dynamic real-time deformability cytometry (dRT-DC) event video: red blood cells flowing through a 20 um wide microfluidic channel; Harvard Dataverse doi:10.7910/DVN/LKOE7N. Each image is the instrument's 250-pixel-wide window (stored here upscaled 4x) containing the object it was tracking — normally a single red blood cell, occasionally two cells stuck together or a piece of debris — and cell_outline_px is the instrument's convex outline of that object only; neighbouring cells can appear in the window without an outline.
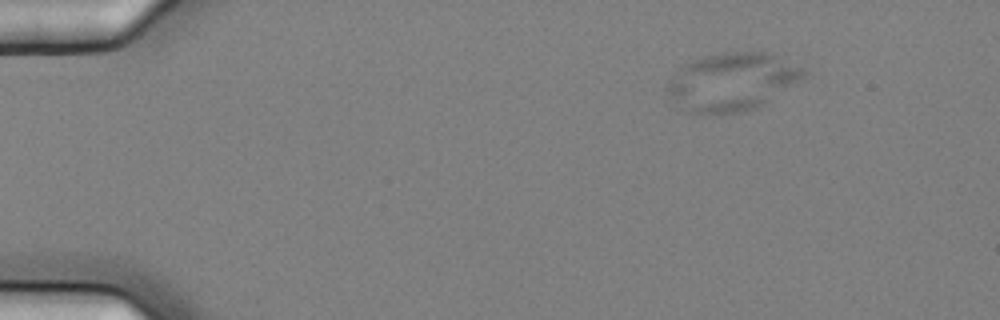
{"species": "common noctule bat (a hibernating species)", "species_latin": "Nyctalus noctula", "temperature_condition": "cold", "stored_images_in_passage": 4, "camera_frame_rate_fps": 3000, "um_per_image_px": 0.085, "animal": {"sex": "female", "body_mass_g": 25.1}, "frame": {"image": 1, "passage_image": 2, "time_ms": 0.333, "image_size_px": [1000, 320], "cell_outline_px": [[812, 76], [756, 108], [740, 112], [688, 112], [676, 108], [668, 92], [668, 80], [684, 64], [692, 60], [704, 56], [724, 52], [772, 52], [808, 68]], "centroid_in_image_um": [62.34, 6.92], "position_along_channel_um": 22.7, "area_um2": 46.88}}